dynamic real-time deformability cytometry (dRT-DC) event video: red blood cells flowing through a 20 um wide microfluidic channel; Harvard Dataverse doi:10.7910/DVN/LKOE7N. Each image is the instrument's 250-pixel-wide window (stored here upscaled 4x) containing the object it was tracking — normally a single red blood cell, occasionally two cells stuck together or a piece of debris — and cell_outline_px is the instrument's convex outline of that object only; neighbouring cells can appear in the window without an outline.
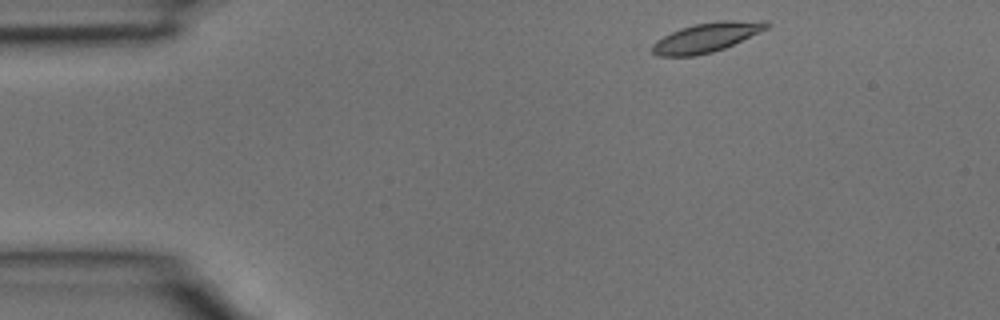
{"species": "common noctule bat (a hibernating species)", "species_latin": "Nyctalus noctula", "temperature_condition": "room temperature", "stored_images_in_passage": 34, "camera_frame_rate_fps": 3000, "um_per_image_px": 0.085, "animal": {"sex": "male", "body_mass_g": 15.6}, "frame": {"image": 1, "passage_image": 1, "time_ms": 0.0, "image_size_px": [1000, 320], "cell_outline_px": [[772, 24], [768, 28], [760, 32], [724, 48], [712, 52], [696, 56], [656, 56], [652, 52], [652, 44], [656, 40], [680, 28], [696, 24], [720, 20], [768, 20]], "centroid_in_image_um": [60.09, 3.17], "position_along_channel_um": 24.9, "area_um2": 19.71}}
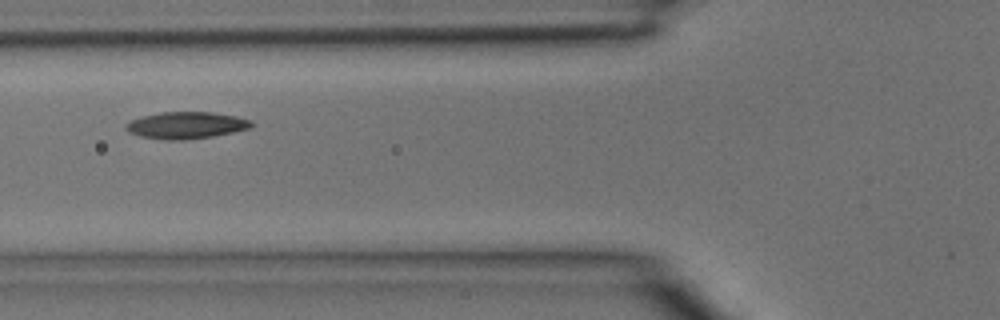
{"frame": {"image": 2, "passage_image": 10, "time_ms": 3.0, "image_size_px": [1000, 320], "cell_outline_px": [[252, 128], [212, 136], [184, 140], [164, 140], [140, 136], [128, 132], [124, 128], [124, 124], [132, 120], [144, 116], [160, 112], [212, 112], [236, 116], [248, 120], [252, 124]], "centroid_in_image_um": [15.78, 10.65], "position_along_channel_um": 110.0, "area_um2": 19.54}}
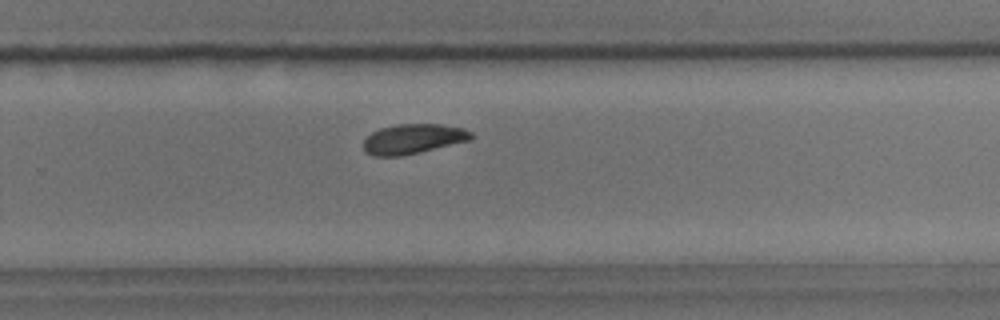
{"frame": {"image": 3, "passage_image": 21, "time_ms": 6.667, "image_size_px": [1000, 320], "cell_outline_px": [[472, 140], [420, 152], [400, 156], [372, 156], [364, 152], [364, 140], [372, 132], [380, 128], [400, 124], [440, 124], [464, 128], [472, 132]], "centroid_in_image_um": [35.13, 11.81], "position_along_channel_um": 294.7, "area_um2": 18.79}}